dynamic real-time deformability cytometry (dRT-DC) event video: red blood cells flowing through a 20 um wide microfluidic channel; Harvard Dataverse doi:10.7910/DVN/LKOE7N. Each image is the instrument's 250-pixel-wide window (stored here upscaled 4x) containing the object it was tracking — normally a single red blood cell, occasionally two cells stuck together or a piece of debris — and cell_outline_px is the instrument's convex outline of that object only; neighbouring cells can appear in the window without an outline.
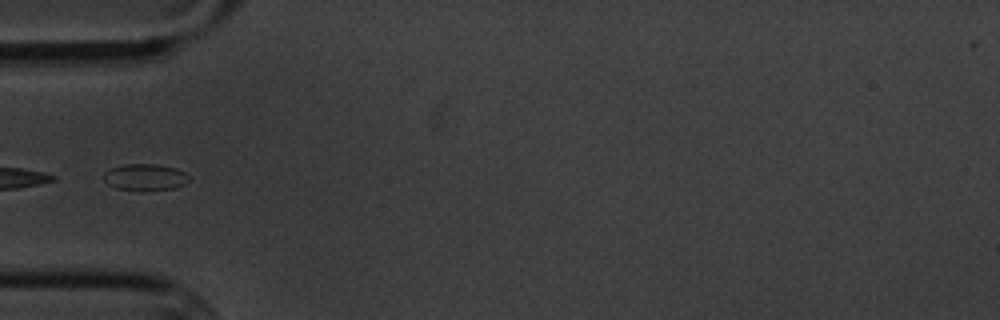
{"species": "common noctule bat (a hibernating species)", "species_latin": "Nyctalus noctula", "temperature_condition": "cold", "stored_images_in_passage": 8, "camera_frame_rate_fps": 3000, "um_per_image_px": 0.085, "animal": {"sex": "male", "body_mass_g": 20.1, "forearm_length_mm": 53.5}, "frame": {"image": 1, "passage_image": 6, "time_ms": 6.0, "image_size_px": [1000, 320], "cell_outline_px": [[188, 180], [184, 184], [176, 188], [140, 192], [116, 188], [108, 184], [104, 180], [104, 172], [108, 168], [124, 164], [156, 164], [176, 168], [184, 172], [188, 176]], "centroid_in_image_um": [12.3, 15.07], "position_along_channel_um": 72.7, "area_um2": 13.53}}
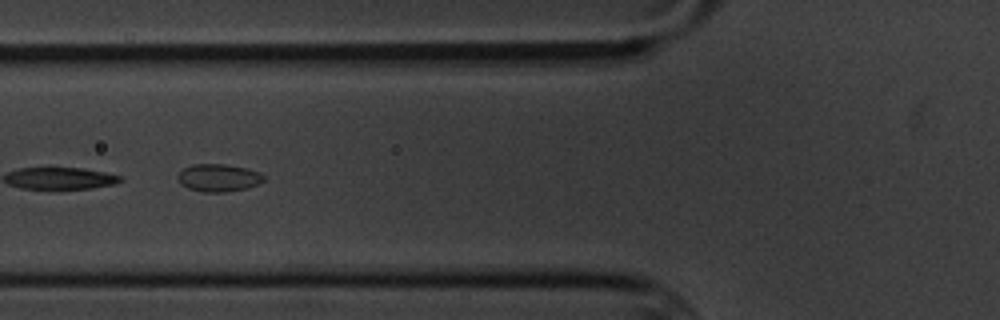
{"frame": {"image": 2, "passage_image": 7, "time_ms": 7.0, "image_size_px": [1000, 320], "cell_outline_px": [[264, 180], [248, 188], [224, 192], [204, 192], [188, 188], [180, 184], [176, 176], [184, 168], [192, 164], [224, 164], [248, 168], [260, 172], [264, 176]], "centroid_in_image_um": [18.56, 15.1], "position_along_channel_um": 107.2, "area_um2": 13.87}}
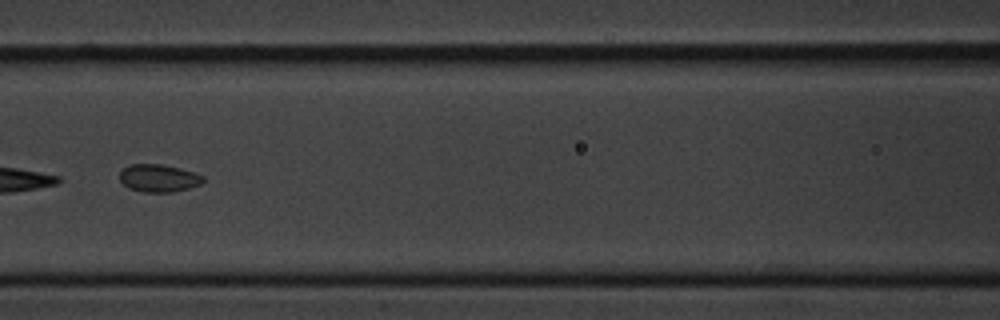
{"frame": {"image": 3, "passage_image": 8, "time_ms": 8.333, "image_size_px": [1000, 320], "cell_outline_px": [[204, 180], [200, 184], [188, 188], [172, 192], [144, 192], [128, 188], [120, 180], [120, 172], [128, 164], [160, 164], [180, 168], [204, 176]], "centroid_in_image_um": [13.47, 15.14], "position_along_channel_um": 153.1, "area_um2": 13.35}}